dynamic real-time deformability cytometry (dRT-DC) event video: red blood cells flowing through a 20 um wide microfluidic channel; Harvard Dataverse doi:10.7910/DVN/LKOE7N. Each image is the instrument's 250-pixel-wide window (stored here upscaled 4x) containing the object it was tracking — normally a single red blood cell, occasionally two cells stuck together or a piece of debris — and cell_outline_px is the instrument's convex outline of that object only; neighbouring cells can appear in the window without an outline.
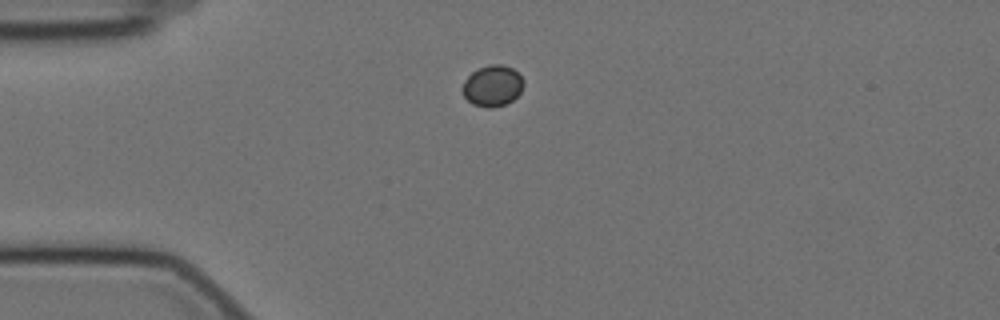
{"species": "Egyptian fruit bat (a non-hibernating species)", "species_latin": "Rousettus aegyptiacus", "temperature_condition": "cold", "stored_images_in_passage": 25, "camera_frame_rate_fps": 3000, "um_per_image_px": 0.085, "animal": {"sex": "female"}, "frame": {"image": 1, "passage_image": 1, "time_ms": 0.0, "image_size_px": [1000, 320], "cell_outline_px": [[524, 84], [520, 92], [512, 100], [504, 104], [492, 108], [488, 108], [472, 104], [464, 96], [460, 88], [464, 80], [476, 68], [488, 64], [500, 64], [512, 68], [524, 80]], "centroid_in_image_um": [41.82, 7.28], "position_along_channel_um": 43.2, "area_um2": 14.74}}
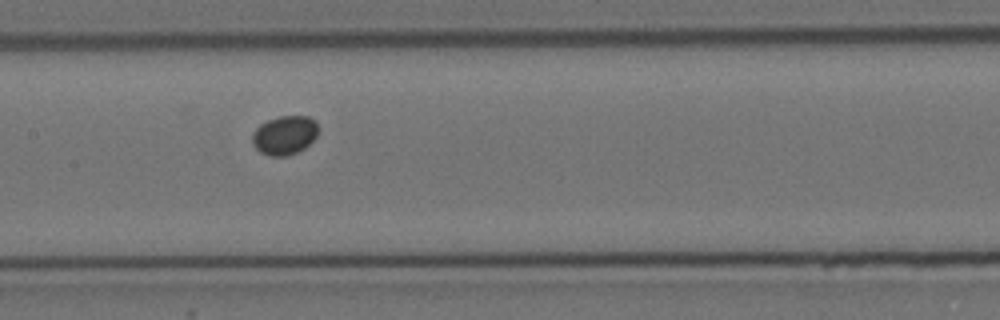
{"frame": {"image": 2, "passage_image": 15, "time_ms": 4.667, "image_size_px": [1000, 320], "cell_outline_px": [[316, 136], [304, 148], [296, 152], [284, 156], [272, 156], [260, 152], [252, 144], [252, 132], [260, 124], [268, 120], [280, 116], [308, 116], [316, 120]], "centroid_in_image_um": [24.15, 11.48], "position_along_channel_um": 183.2, "area_um2": 14.8}}
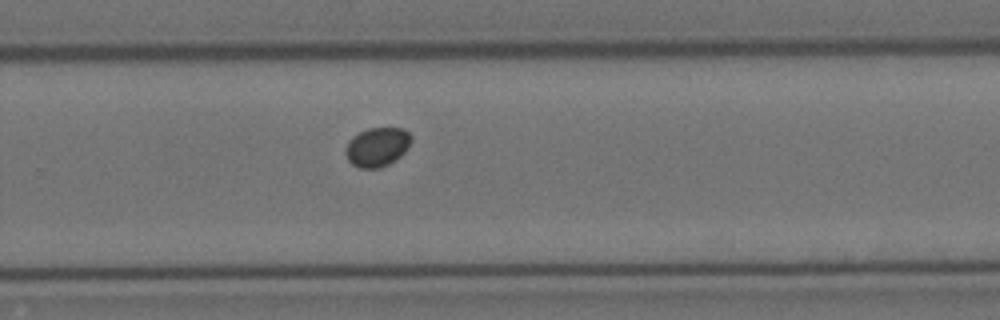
{"frame": {"image": 3, "passage_image": 25, "time_ms": 8.0, "image_size_px": [1000, 320], "cell_outline_px": [[412, 140], [408, 148], [400, 156], [388, 164], [380, 168], [360, 168], [352, 164], [348, 160], [344, 152], [344, 148], [348, 140], [352, 136], [368, 128], [404, 128], [412, 136]], "centroid_in_image_um": [32.04, 12.48], "position_along_channel_um": 297.8, "area_um2": 15.14}}